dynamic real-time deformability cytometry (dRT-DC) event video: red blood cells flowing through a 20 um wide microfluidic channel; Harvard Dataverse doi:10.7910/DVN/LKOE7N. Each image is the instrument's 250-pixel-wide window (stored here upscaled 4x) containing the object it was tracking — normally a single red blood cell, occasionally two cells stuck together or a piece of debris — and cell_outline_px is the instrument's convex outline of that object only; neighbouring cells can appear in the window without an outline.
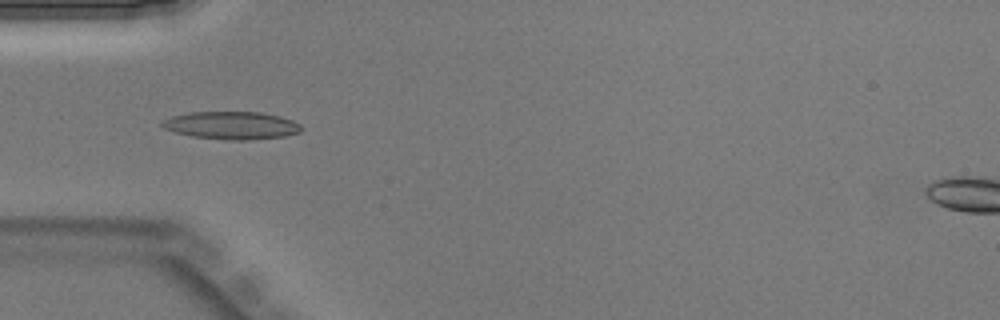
{"species": "Egyptian fruit bat (a non-hibernating species)", "species_latin": "Rousettus aegyptiacus", "temperature_condition": "warm", "stored_images_in_passage": 25, "camera_frame_rate_fps": 3000, "um_per_image_px": 0.085, "animal": {"sex": "male"}, "frame": {"image": 1, "passage_image": 4, "time_ms": 1.0, "image_size_px": [1000, 320], "cell_outline_px": [[304, 128], [300, 132], [284, 136], [244, 140], [232, 140], [192, 136], [176, 132], [164, 128], [160, 124], [164, 120], [172, 116], [188, 112], [260, 112], [280, 116], [292, 120], [300, 124]], "centroid_in_image_um": [19.71, 10.65], "position_along_channel_um": 65.3, "area_um2": 22.37}}